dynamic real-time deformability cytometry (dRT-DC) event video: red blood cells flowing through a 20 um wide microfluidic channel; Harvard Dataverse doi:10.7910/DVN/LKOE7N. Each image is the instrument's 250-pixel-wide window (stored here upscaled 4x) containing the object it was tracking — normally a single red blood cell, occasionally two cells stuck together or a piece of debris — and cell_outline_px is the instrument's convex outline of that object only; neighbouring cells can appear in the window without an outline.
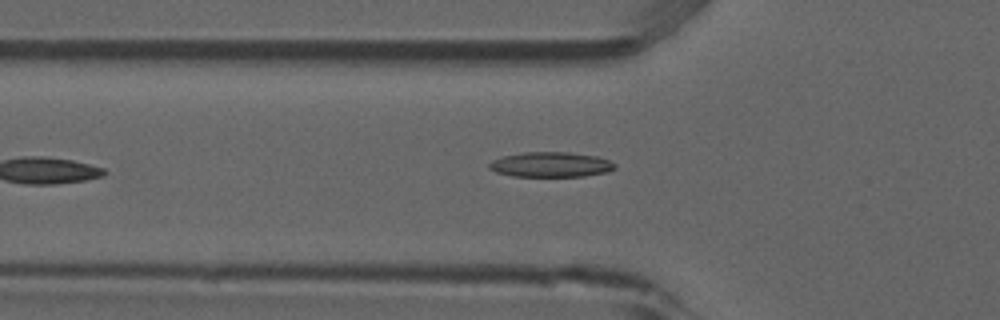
{"species": "common noctule bat (a hibernating species)", "species_latin": "Nyctalus noctula", "temperature_condition": "room temperature", "stored_images_in_passage": 7, "camera_frame_rate_fps": 3000, "um_per_image_px": 0.085, "animal": {"sex": "male", "forearm_length_mm": 52.5}, "frame": {"image": 1, "passage_image": 6, "time_ms": 1.667, "image_size_px": [1000, 320], "cell_outline_px": [[616, 168], [608, 172], [584, 176], [512, 176], [496, 172], [488, 168], [488, 164], [492, 160], [504, 156], [524, 152], [568, 152], [596, 156], [608, 160], [616, 164]], "centroid_in_image_um": [46.82, 13.99], "position_along_channel_um": 79.0, "area_um2": 18.32}}
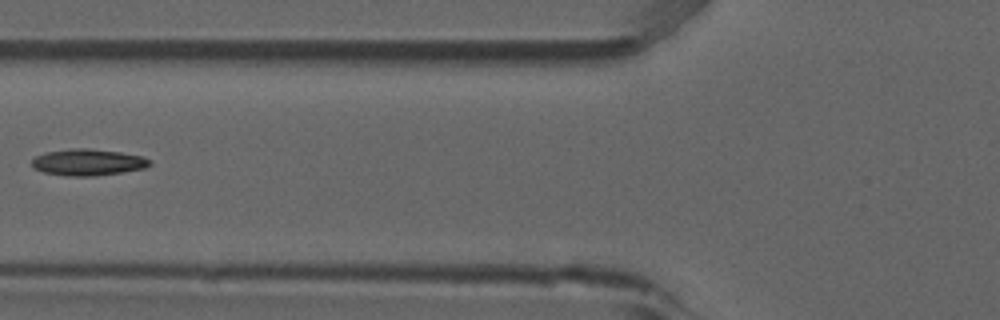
{"frame": {"image": 2, "passage_image": 7, "time_ms": 2.0, "image_size_px": [1000, 320], "cell_outline_px": [[152, 164], [144, 168], [96, 176], [68, 176], [44, 172], [32, 168], [32, 160], [36, 156], [48, 152], [72, 148], [88, 148], [120, 152], [140, 156], [152, 160]], "centroid_in_image_um": [7.47, 13.79], "position_along_channel_um": 118.3, "area_um2": 18.09}}